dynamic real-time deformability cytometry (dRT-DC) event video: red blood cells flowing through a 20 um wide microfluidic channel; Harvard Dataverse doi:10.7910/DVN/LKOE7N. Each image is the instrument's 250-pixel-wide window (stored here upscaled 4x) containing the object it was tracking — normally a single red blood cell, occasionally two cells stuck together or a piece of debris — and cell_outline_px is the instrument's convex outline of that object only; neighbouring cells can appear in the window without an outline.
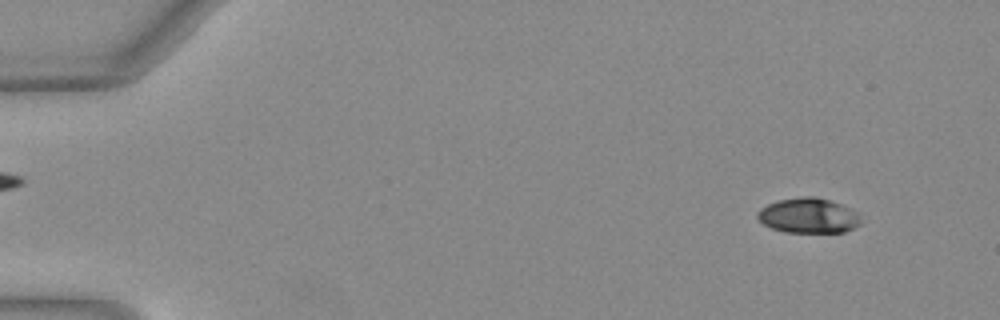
{"species": "Egyptian fruit bat (a non-hibernating species)", "species_latin": "Rousettus aegyptiacus", "temperature_condition": "warm", "stored_images_in_passage": 48, "camera_frame_rate_fps": 3000, "um_per_image_px": 0.085, "animal": {"sex": "female"}, "frame": {"image": 1, "passage_image": 4, "time_ms": 1.0, "image_size_px": [1000, 320], "cell_outline_px": [[860, 224], [844, 232], [784, 232], [772, 228], [764, 224], [756, 216], [756, 212], [760, 208], [768, 204], [780, 200], [800, 196], [816, 196], [852, 208], [860, 212]], "centroid_in_image_um": [68.73, 18.32], "position_along_channel_um": 16.3, "area_um2": 21.21}}
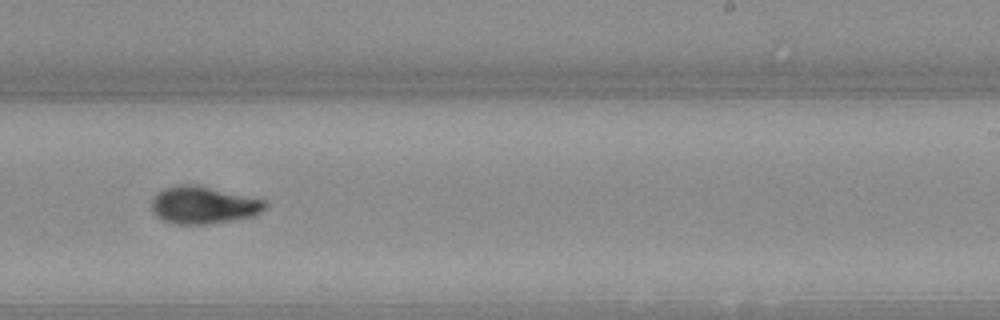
{"frame": {"image": 2, "passage_image": 32, "time_ms": 10.333, "image_size_px": [1000, 320], "cell_outline_px": [[268, 204], [260, 212], [252, 216], [212, 224], [176, 224], [164, 220], [156, 216], [152, 208], [152, 196], [164, 188], [176, 184], [196, 184], [268, 200]], "centroid_in_image_um": [17.29, 17.41], "position_along_channel_um": 271.7, "area_um2": 24.97}}
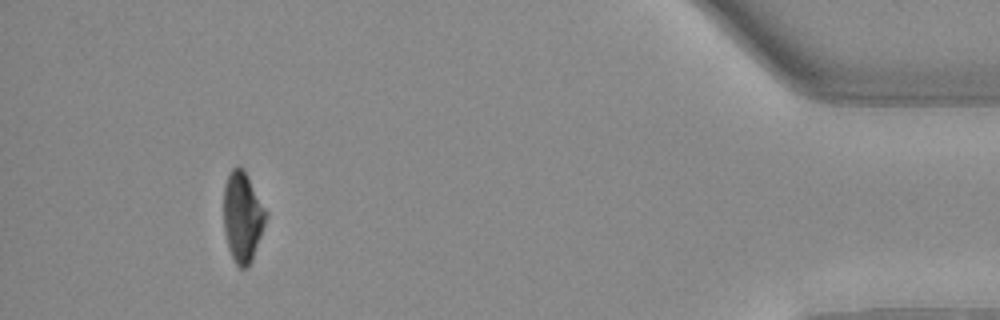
{"frame": {"image": 3, "passage_image": 47, "time_ms": 15.333, "image_size_px": [1000, 320], "cell_outline_px": [[268, 216], [252, 260], [248, 268], [240, 268], [236, 264], [228, 248], [224, 232], [224, 184], [228, 172], [236, 164], [240, 164], [244, 168], [268, 212]], "centroid_in_image_um": [20.62, 18.38], "position_along_channel_um": 414.6, "area_um2": 22.72}}